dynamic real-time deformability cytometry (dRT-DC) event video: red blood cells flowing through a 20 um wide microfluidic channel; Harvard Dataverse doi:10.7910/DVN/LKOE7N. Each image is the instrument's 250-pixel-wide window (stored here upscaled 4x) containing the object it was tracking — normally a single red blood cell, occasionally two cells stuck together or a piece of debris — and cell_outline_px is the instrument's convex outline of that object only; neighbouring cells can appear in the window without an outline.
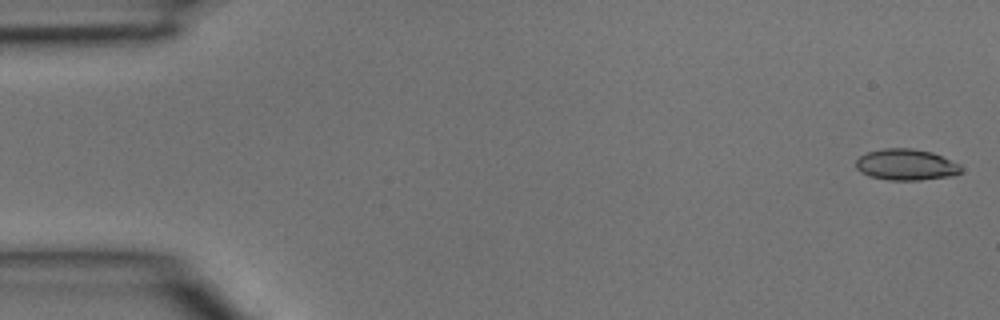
{"species": "common noctule bat (a hibernating species)", "species_latin": "Nyctalus noctula", "temperature_condition": "room temperature", "stored_images_in_passage": 5, "segment_of_instrument_passage": [1, 2], "camera_frame_rate_fps": 3000, "um_per_image_px": 0.085, "animal": {"sex": "male", "body_mass_g": 15.6}, "frame": {"image": 1, "passage_image": 1, "time_ms": 0.0, "image_size_px": [1000, 320], "cell_outline_px": [[960, 172], [956, 176], [920, 180], [888, 180], [868, 176], [860, 172], [856, 168], [856, 160], [860, 156], [868, 152], [884, 148], [912, 148], [932, 152], [960, 164]], "centroid_in_image_um": [77.01, 14.0], "position_along_channel_um": 8.0, "area_um2": 19.25}}
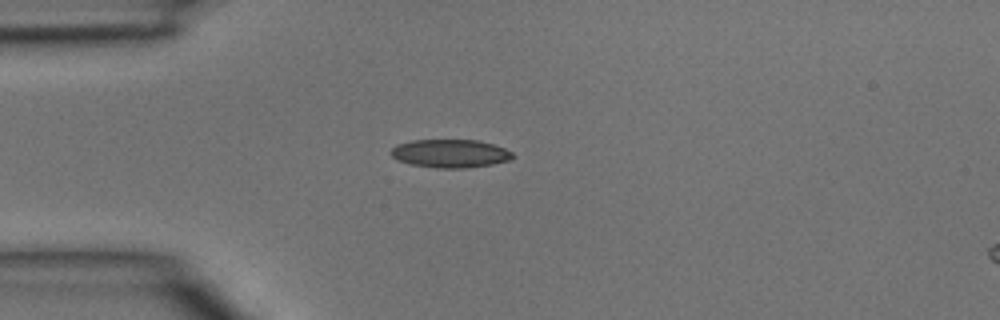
{"frame": {"image": 2, "passage_image": 4, "time_ms": 1.0, "image_size_px": [1000, 320], "cell_outline_px": [[516, 156], [512, 160], [492, 164], [468, 168], [436, 168], [412, 164], [396, 160], [388, 152], [396, 144], [412, 140], [480, 140], [504, 148], [512, 152]], "centroid_in_image_um": [38.27, 13.05], "position_along_channel_um": 46.7, "area_um2": 20.29}}